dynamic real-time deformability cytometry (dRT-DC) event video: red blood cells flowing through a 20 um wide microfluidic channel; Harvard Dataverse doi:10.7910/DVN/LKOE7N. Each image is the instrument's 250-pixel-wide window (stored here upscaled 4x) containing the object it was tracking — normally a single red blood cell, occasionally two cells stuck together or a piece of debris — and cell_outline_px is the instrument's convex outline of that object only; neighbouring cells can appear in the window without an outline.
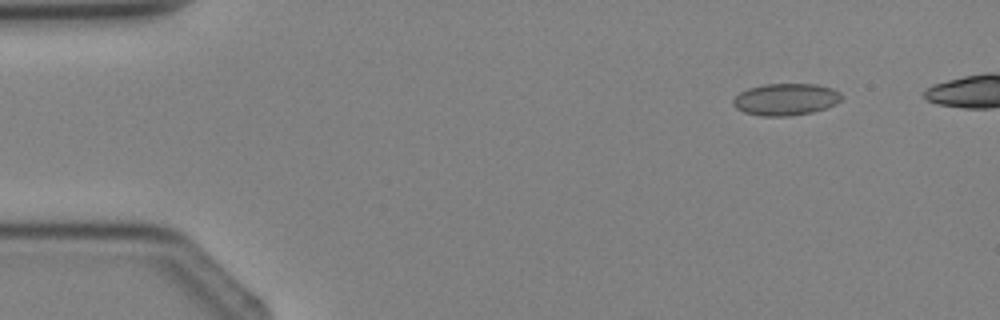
{"species": "Egyptian fruit bat (a non-hibernating species)", "species_latin": "Rousettus aegyptiacus", "temperature_condition": "cold", "stored_images_in_passage": 4, "camera_frame_rate_fps": 3000, "um_per_image_px": 0.085, "animal": {"sex": "female"}, "frame": {"image": 1, "passage_image": 1, "time_ms": 0.0, "image_size_px": [1000, 320], "cell_outline_px": [[844, 96], [836, 104], [812, 112], [788, 116], [760, 116], [744, 112], [736, 108], [732, 104], [732, 100], [740, 92], [748, 88], [764, 84], [816, 84], [832, 88], [840, 92]], "centroid_in_image_um": [66.78, 8.44], "position_along_channel_um": 18.2, "area_um2": 20.23}}
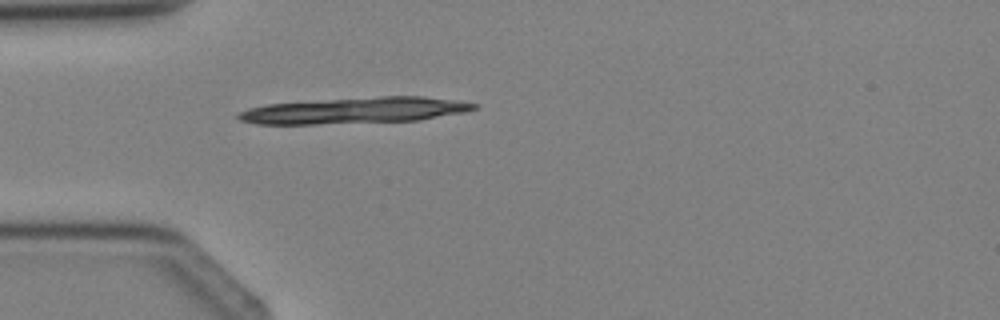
{"frame": {"image": 2, "passage_image": 4, "time_ms": 4.333, "image_size_px": [1000, 320], "cell_outline_px": [[480, 108], [464, 112], [420, 120], [316, 124], [256, 124], [240, 120], [236, 116], [236, 112], [248, 108], [268, 104], [380, 96], [424, 96], [480, 104]], "centroid_in_image_um": [30.16, 9.39], "position_along_channel_um": 54.8, "area_um2": 35.78}}